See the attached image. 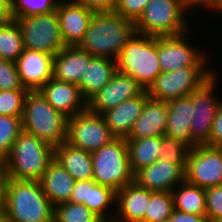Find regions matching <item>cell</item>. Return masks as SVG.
<instances>
[{"label":"cell","instance_id":"cell-35","mask_svg":"<svg viewBox=\"0 0 222 222\" xmlns=\"http://www.w3.org/2000/svg\"><path fill=\"white\" fill-rule=\"evenodd\" d=\"M160 159L178 164L184 171L190 147L182 141L167 136H161Z\"/></svg>","mask_w":222,"mask_h":222},{"label":"cell","instance_id":"cell-38","mask_svg":"<svg viewBox=\"0 0 222 222\" xmlns=\"http://www.w3.org/2000/svg\"><path fill=\"white\" fill-rule=\"evenodd\" d=\"M0 90H27L23 87L16 64L0 58Z\"/></svg>","mask_w":222,"mask_h":222},{"label":"cell","instance_id":"cell-23","mask_svg":"<svg viewBox=\"0 0 222 222\" xmlns=\"http://www.w3.org/2000/svg\"><path fill=\"white\" fill-rule=\"evenodd\" d=\"M167 102L148 98L141 116L135 121L126 139H140L152 136H165L167 126Z\"/></svg>","mask_w":222,"mask_h":222},{"label":"cell","instance_id":"cell-2","mask_svg":"<svg viewBox=\"0 0 222 222\" xmlns=\"http://www.w3.org/2000/svg\"><path fill=\"white\" fill-rule=\"evenodd\" d=\"M135 33V22L132 20L114 11L95 12L78 47L92 56L116 61L124 45Z\"/></svg>","mask_w":222,"mask_h":222},{"label":"cell","instance_id":"cell-22","mask_svg":"<svg viewBox=\"0 0 222 222\" xmlns=\"http://www.w3.org/2000/svg\"><path fill=\"white\" fill-rule=\"evenodd\" d=\"M92 55L78 46H66L53 57V78L79 85Z\"/></svg>","mask_w":222,"mask_h":222},{"label":"cell","instance_id":"cell-46","mask_svg":"<svg viewBox=\"0 0 222 222\" xmlns=\"http://www.w3.org/2000/svg\"><path fill=\"white\" fill-rule=\"evenodd\" d=\"M183 1L186 2L192 9L197 8V0H183Z\"/></svg>","mask_w":222,"mask_h":222},{"label":"cell","instance_id":"cell-33","mask_svg":"<svg viewBox=\"0 0 222 222\" xmlns=\"http://www.w3.org/2000/svg\"><path fill=\"white\" fill-rule=\"evenodd\" d=\"M60 0H10L12 18L49 14L57 9Z\"/></svg>","mask_w":222,"mask_h":222},{"label":"cell","instance_id":"cell-26","mask_svg":"<svg viewBox=\"0 0 222 222\" xmlns=\"http://www.w3.org/2000/svg\"><path fill=\"white\" fill-rule=\"evenodd\" d=\"M116 71L115 60L107 57L92 56L78 85L83 98L88 101L109 83Z\"/></svg>","mask_w":222,"mask_h":222},{"label":"cell","instance_id":"cell-13","mask_svg":"<svg viewBox=\"0 0 222 222\" xmlns=\"http://www.w3.org/2000/svg\"><path fill=\"white\" fill-rule=\"evenodd\" d=\"M191 30L182 35L158 37V59L161 72L175 71L187 66H209V54L194 47L186 38ZM186 38V39H185ZM187 40V41H186Z\"/></svg>","mask_w":222,"mask_h":222},{"label":"cell","instance_id":"cell-24","mask_svg":"<svg viewBox=\"0 0 222 222\" xmlns=\"http://www.w3.org/2000/svg\"><path fill=\"white\" fill-rule=\"evenodd\" d=\"M168 116L165 136L196 146L191 139L190 124L193 118V103L189 95L167 101Z\"/></svg>","mask_w":222,"mask_h":222},{"label":"cell","instance_id":"cell-20","mask_svg":"<svg viewBox=\"0 0 222 222\" xmlns=\"http://www.w3.org/2000/svg\"><path fill=\"white\" fill-rule=\"evenodd\" d=\"M154 191L139 186L135 181L116 192V222H143L150 196Z\"/></svg>","mask_w":222,"mask_h":222},{"label":"cell","instance_id":"cell-3","mask_svg":"<svg viewBox=\"0 0 222 222\" xmlns=\"http://www.w3.org/2000/svg\"><path fill=\"white\" fill-rule=\"evenodd\" d=\"M55 158V148L22 130L2 162L7 178L39 181Z\"/></svg>","mask_w":222,"mask_h":222},{"label":"cell","instance_id":"cell-17","mask_svg":"<svg viewBox=\"0 0 222 222\" xmlns=\"http://www.w3.org/2000/svg\"><path fill=\"white\" fill-rule=\"evenodd\" d=\"M53 55L24 49L15 62L20 81L28 91L39 90L53 78Z\"/></svg>","mask_w":222,"mask_h":222},{"label":"cell","instance_id":"cell-9","mask_svg":"<svg viewBox=\"0 0 222 222\" xmlns=\"http://www.w3.org/2000/svg\"><path fill=\"white\" fill-rule=\"evenodd\" d=\"M19 25L24 48L55 56L65 46L56 10L49 14L15 18Z\"/></svg>","mask_w":222,"mask_h":222},{"label":"cell","instance_id":"cell-7","mask_svg":"<svg viewBox=\"0 0 222 222\" xmlns=\"http://www.w3.org/2000/svg\"><path fill=\"white\" fill-rule=\"evenodd\" d=\"M93 180L119 191L134 181L130 167L126 138L115 137L102 148L91 153Z\"/></svg>","mask_w":222,"mask_h":222},{"label":"cell","instance_id":"cell-8","mask_svg":"<svg viewBox=\"0 0 222 222\" xmlns=\"http://www.w3.org/2000/svg\"><path fill=\"white\" fill-rule=\"evenodd\" d=\"M214 71L209 66H187L161 72L146 91L150 98L167 102L200 89L216 74Z\"/></svg>","mask_w":222,"mask_h":222},{"label":"cell","instance_id":"cell-34","mask_svg":"<svg viewBox=\"0 0 222 222\" xmlns=\"http://www.w3.org/2000/svg\"><path fill=\"white\" fill-rule=\"evenodd\" d=\"M21 118L0 115V163L7 158L12 144L22 131Z\"/></svg>","mask_w":222,"mask_h":222},{"label":"cell","instance_id":"cell-48","mask_svg":"<svg viewBox=\"0 0 222 222\" xmlns=\"http://www.w3.org/2000/svg\"><path fill=\"white\" fill-rule=\"evenodd\" d=\"M215 12H217V14L222 13V5Z\"/></svg>","mask_w":222,"mask_h":222},{"label":"cell","instance_id":"cell-14","mask_svg":"<svg viewBox=\"0 0 222 222\" xmlns=\"http://www.w3.org/2000/svg\"><path fill=\"white\" fill-rule=\"evenodd\" d=\"M144 90L133 77L116 71L109 83L87 101V109L102 115L125 100L139 96Z\"/></svg>","mask_w":222,"mask_h":222},{"label":"cell","instance_id":"cell-18","mask_svg":"<svg viewBox=\"0 0 222 222\" xmlns=\"http://www.w3.org/2000/svg\"><path fill=\"white\" fill-rule=\"evenodd\" d=\"M184 180V170L178 164L160 158L134 174V181L151 191L171 192Z\"/></svg>","mask_w":222,"mask_h":222},{"label":"cell","instance_id":"cell-29","mask_svg":"<svg viewBox=\"0 0 222 222\" xmlns=\"http://www.w3.org/2000/svg\"><path fill=\"white\" fill-rule=\"evenodd\" d=\"M126 140L130 167L134 174L160 158L161 136Z\"/></svg>","mask_w":222,"mask_h":222},{"label":"cell","instance_id":"cell-15","mask_svg":"<svg viewBox=\"0 0 222 222\" xmlns=\"http://www.w3.org/2000/svg\"><path fill=\"white\" fill-rule=\"evenodd\" d=\"M56 12L65 46H78L95 12L72 0H60Z\"/></svg>","mask_w":222,"mask_h":222},{"label":"cell","instance_id":"cell-45","mask_svg":"<svg viewBox=\"0 0 222 222\" xmlns=\"http://www.w3.org/2000/svg\"><path fill=\"white\" fill-rule=\"evenodd\" d=\"M222 5V0H197V8H209L211 11H216Z\"/></svg>","mask_w":222,"mask_h":222},{"label":"cell","instance_id":"cell-42","mask_svg":"<svg viewBox=\"0 0 222 222\" xmlns=\"http://www.w3.org/2000/svg\"><path fill=\"white\" fill-rule=\"evenodd\" d=\"M168 222H207L205 216L183 213L174 209Z\"/></svg>","mask_w":222,"mask_h":222},{"label":"cell","instance_id":"cell-6","mask_svg":"<svg viewBox=\"0 0 222 222\" xmlns=\"http://www.w3.org/2000/svg\"><path fill=\"white\" fill-rule=\"evenodd\" d=\"M192 8L183 0H150L135 22L136 33L165 37L176 36L192 30L187 17Z\"/></svg>","mask_w":222,"mask_h":222},{"label":"cell","instance_id":"cell-30","mask_svg":"<svg viewBox=\"0 0 222 222\" xmlns=\"http://www.w3.org/2000/svg\"><path fill=\"white\" fill-rule=\"evenodd\" d=\"M24 49L21 31L16 20L0 23V58L15 63Z\"/></svg>","mask_w":222,"mask_h":222},{"label":"cell","instance_id":"cell-27","mask_svg":"<svg viewBox=\"0 0 222 222\" xmlns=\"http://www.w3.org/2000/svg\"><path fill=\"white\" fill-rule=\"evenodd\" d=\"M55 159L75 181L93 179V161L90 152L64 141L55 147Z\"/></svg>","mask_w":222,"mask_h":222},{"label":"cell","instance_id":"cell-32","mask_svg":"<svg viewBox=\"0 0 222 222\" xmlns=\"http://www.w3.org/2000/svg\"><path fill=\"white\" fill-rule=\"evenodd\" d=\"M102 221L84 204L63 202L54 206V222H100Z\"/></svg>","mask_w":222,"mask_h":222},{"label":"cell","instance_id":"cell-10","mask_svg":"<svg viewBox=\"0 0 222 222\" xmlns=\"http://www.w3.org/2000/svg\"><path fill=\"white\" fill-rule=\"evenodd\" d=\"M218 76L220 75L216 73L200 89L189 94L193 103L190 133L191 139L196 145L209 143L213 121L222 102V97L220 98L218 93L214 92L219 83Z\"/></svg>","mask_w":222,"mask_h":222},{"label":"cell","instance_id":"cell-12","mask_svg":"<svg viewBox=\"0 0 222 222\" xmlns=\"http://www.w3.org/2000/svg\"><path fill=\"white\" fill-rule=\"evenodd\" d=\"M184 173L186 182L201 188L222 185V147L190 148Z\"/></svg>","mask_w":222,"mask_h":222},{"label":"cell","instance_id":"cell-11","mask_svg":"<svg viewBox=\"0 0 222 222\" xmlns=\"http://www.w3.org/2000/svg\"><path fill=\"white\" fill-rule=\"evenodd\" d=\"M115 136L102 115L86 109L68 118L67 142L87 152H94L109 143Z\"/></svg>","mask_w":222,"mask_h":222},{"label":"cell","instance_id":"cell-4","mask_svg":"<svg viewBox=\"0 0 222 222\" xmlns=\"http://www.w3.org/2000/svg\"><path fill=\"white\" fill-rule=\"evenodd\" d=\"M21 120L22 130L54 148L67 140L68 118L55 110L39 90L27 92Z\"/></svg>","mask_w":222,"mask_h":222},{"label":"cell","instance_id":"cell-40","mask_svg":"<svg viewBox=\"0 0 222 222\" xmlns=\"http://www.w3.org/2000/svg\"><path fill=\"white\" fill-rule=\"evenodd\" d=\"M94 12L114 11L116 0H72Z\"/></svg>","mask_w":222,"mask_h":222},{"label":"cell","instance_id":"cell-31","mask_svg":"<svg viewBox=\"0 0 222 222\" xmlns=\"http://www.w3.org/2000/svg\"><path fill=\"white\" fill-rule=\"evenodd\" d=\"M173 211L171 192L154 191L150 196L143 222H168Z\"/></svg>","mask_w":222,"mask_h":222},{"label":"cell","instance_id":"cell-28","mask_svg":"<svg viewBox=\"0 0 222 222\" xmlns=\"http://www.w3.org/2000/svg\"><path fill=\"white\" fill-rule=\"evenodd\" d=\"M171 194L175 210L206 217L205 188L184 180L171 191Z\"/></svg>","mask_w":222,"mask_h":222},{"label":"cell","instance_id":"cell-1","mask_svg":"<svg viewBox=\"0 0 222 222\" xmlns=\"http://www.w3.org/2000/svg\"><path fill=\"white\" fill-rule=\"evenodd\" d=\"M3 216L5 222H54V205L39 181L7 178Z\"/></svg>","mask_w":222,"mask_h":222},{"label":"cell","instance_id":"cell-36","mask_svg":"<svg viewBox=\"0 0 222 222\" xmlns=\"http://www.w3.org/2000/svg\"><path fill=\"white\" fill-rule=\"evenodd\" d=\"M28 90H0V115L22 117Z\"/></svg>","mask_w":222,"mask_h":222},{"label":"cell","instance_id":"cell-39","mask_svg":"<svg viewBox=\"0 0 222 222\" xmlns=\"http://www.w3.org/2000/svg\"><path fill=\"white\" fill-rule=\"evenodd\" d=\"M150 0H116L114 12L136 22Z\"/></svg>","mask_w":222,"mask_h":222},{"label":"cell","instance_id":"cell-44","mask_svg":"<svg viewBox=\"0 0 222 222\" xmlns=\"http://www.w3.org/2000/svg\"><path fill=\"white\" fill-rule=\"evenodd\" d=\"M6 181H7V175L5 173L3 164L0 163V211H3L4 208Z\"/></svg>","mask_w":222,"mask_h":222},{"label":"cell","instance_id":"cell-21","mask_svg":"<svg viewBox=\"0 0 222 222\" xmlns=\"http://www.w3.org/2000/svg\"><path fill=\"white\" fill-rule=\"evenodd\" d=\"M148 98V93L144 90L139 96L125 100L102 114L106 125L115 137L127 138L129 136Z\"/></svg>","mask_w":222,"mask_h":222},{"label":"cell","instance_id":"cell-16","mask_svg":"<svg viewBox=\"0 0 222 222\" xmlns=\"http://www.w3.org/2000/svg\"><path fill=\"white\" fill-rule=\"evenodd\" d=\"M69 201L84 204L101 220L114 219L109 210H113L116 205V191L96 183L93 179L76 181Z\"/></svg>","mask_w":222,"mask_h":222},{"label":"cell","instance_id":"cell-37","mask_svg":"<svg viewBox=\"0 0 222 222\" xmlns=\"http://www.w3.org/2000/svg\"><path fill=\"white\" fill-rule=\"evenodd\" d=\"M207 222H222V185L205 189Z\"/></svg>","mask_w":222,"mask_h":222},{"label":"cell","instance_id":"cell-25","mask_svg":"<svg viewBox=\"0 0 222 222\" xmlns=\"http://www.w3.org/2000/svg\"><path fill=\"white\" fill-rule=\"evenodd\" d=\"M39 183L47 198L55 206L70 200L76 181L54 158L42 174Z\"/></svg>","mask_w":222,"mask_h":222},{"label":"cell","instance_id":"cell-47","mask_svg":"<svg viewBox=\"0 0 222 222\" xmlns=\"http://www.w3.org/2000/svg\"><path fill=\"white\" fill-rule=\"evenodd\" d=\"M0 222H5L3 211H0Z\"/></svg>","mask_w":222,"mask_h":222},{"label":"cell","instance_id":"cell-41","mask_svg":"<svg viewBox=\"0 0 222 222\" xmlns=\"http://www.w3.org/2000/svg\"><path fill=\"white\" fill-rule=\"evenodd\" d=\"M209 146L222 147V102L213 121Z\"/></svg>","mask_w":222,"mask_h":222},{"label":"cell","instance_id":"cell-5","mask_svg":"<svg viewBox=\"0 0 222 222\" xmlns=\"http://www.w3.org/2000/svg\"><path fill=\"white\" fill-rule=\"evenodd\" d=\"M117 71L133 77L145 90L161 73L158 37L135 33L116 60Z\"/></svg>","mask_w":222,"mask_h":222},{"label":"cell","instance_id":"cell-19","mask_svg":"<svg viewBox=\"0 0 222 222\" xmlns=\"http://www.w3.org/2000/svg\"><path fill=\"white\" fill-rule=\"evenodd\" d=\"M39 91L55 110L61 112L67 118L87 109V101L83 98L80 88L76 84L51 78Z\"/></svg>","mask_w":222,"mask_h":222},{"label":"cell","instance_id":"cell-43","mask_svg":"<svg viewBox=\"0 0 222 222\" xmlns=\"http://www.w3.org/2000/svg\"><path fill=\"white\" fill-rule=\"evenodd\" d=\"M10 0H0V23L12 20Z\"/></svg>","mask_w":222,"mask_h":222},{"label":"cell","instance_id":"cell-49","mask_svg":"<svg viewBox=\"0 0 222 222\" xmlns=\"http://www.w3.org/2000/svg\"><path fill=\"white\" fill-rule=\"evenodd\" d=\"M100 222H116V221L113 219V220H102Z\"/></svg>","mask_w":222,"mask_h":222}]
</instances>
